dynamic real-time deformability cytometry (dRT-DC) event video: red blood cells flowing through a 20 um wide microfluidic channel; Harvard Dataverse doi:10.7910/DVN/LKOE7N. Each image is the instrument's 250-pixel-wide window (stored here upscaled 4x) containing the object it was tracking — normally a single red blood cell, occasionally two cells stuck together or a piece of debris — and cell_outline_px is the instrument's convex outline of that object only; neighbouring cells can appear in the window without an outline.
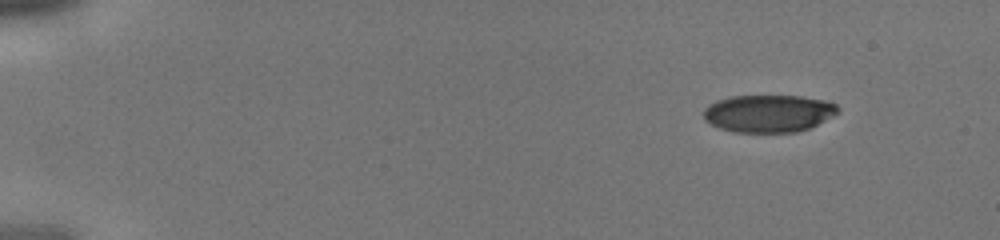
{"species": "human", "species_latin": "Homo sapiens", "temperature_condition": "cold", "stored_images_in_passage": 39, "camera_frame_rate_fps": 3000, "um_per_image_px": 0.085, "donor": {"sex": "male"}, "frame": {"image": 1, "passage_image": 1, "time_ms": 0.0, "image_size_px": [1000, 240], "cell_outline_px": [[840, 112], [808, 128], [796, 132], [732, 132], [720, 128], [704, 120], [704, 108], [708, 104], [716, 100], [732, 96], [800, 96], [824, 100], [836, 104], [840, 108]], "centroid_in_image_um": [65.31, 9.63], "position_along_channel_um": 19.7, "area_um2": 29.3}}
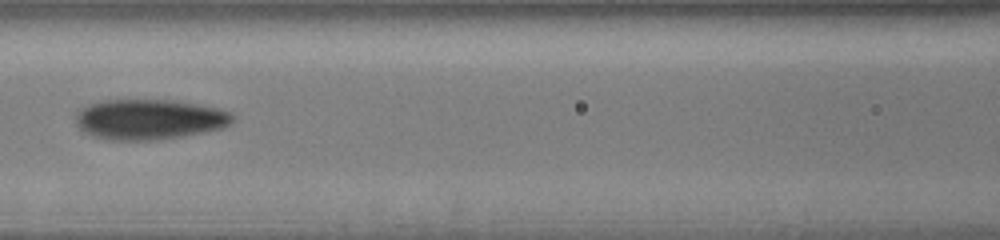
{"frame": {"image": 2, "passage_image": 17, "time_ms": 5.333, "image_size_px": [1000, 240], "cell_outline_px": [[232, 124], [224, 128], [180, 136], [152, 140], [112, 140], [96, 136], [80, 128], [76, 124], [76, 112], [80, 108], [88, 104], [104, 100], [176, 100], [216, 108], [232, 112]], "centroid_in_image_um": [12.69, 10.13], "position_along_channel_um": 153.9, "area_um2": 36.59}}
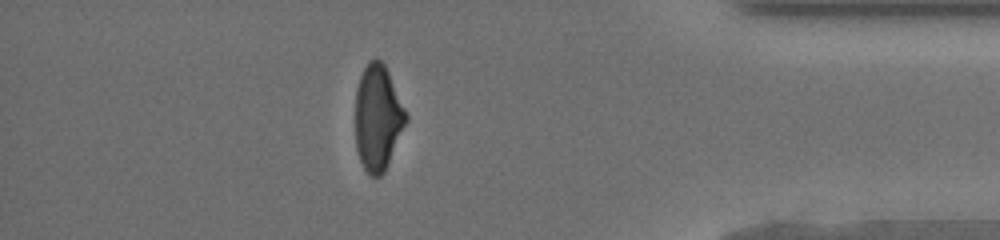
{"frame": {"image": 3, "passage_image": 34, "time_ms": 11.0, "image_size_px": [1000, 240], "cell_outline_px": [[408, 120], [384, 172], [380, 176], [368, 176], [360, 160], [356, 148], [356, 88], [360, 76], [368, 60], [376, 56], [384, 64], [388, 72], [408, 116]], "centroid_in_image_um": [32.1, 10.0], "position_along_channel_um": 403.1, "area_um2": 31.1}}